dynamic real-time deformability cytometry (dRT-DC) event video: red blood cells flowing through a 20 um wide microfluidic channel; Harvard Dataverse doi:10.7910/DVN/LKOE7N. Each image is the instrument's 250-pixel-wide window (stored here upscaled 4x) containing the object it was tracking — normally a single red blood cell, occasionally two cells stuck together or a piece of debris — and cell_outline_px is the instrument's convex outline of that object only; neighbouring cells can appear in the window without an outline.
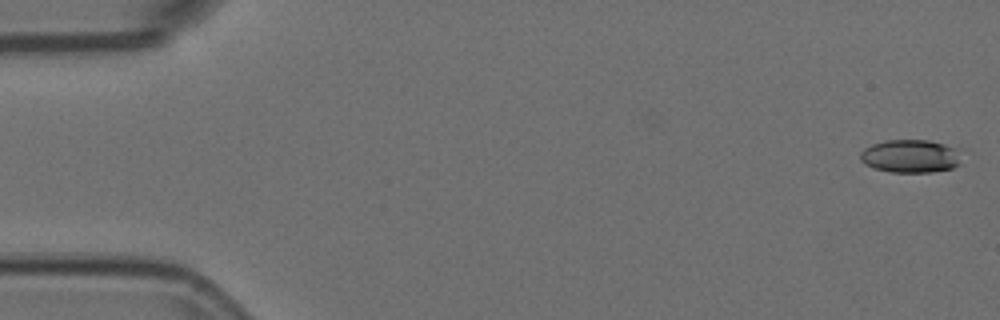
{"species": "Egyptian fruit bat (a non-hibernating species)", "species_latin": "Rousettus aegyptiacus", "temperature_condition": "room temperature", "stored_images_in_passage": 8, "camera_frame_rate_fps": 3000, "um_per_image_px": 0.085, "animal": {"sex": "female"}, "frame": {"image": 1, "passage_image": 1, "time_ms": 0.0, "image_size_px": [1000, 320], "cell_outline_px": [[972, 152], [960, 164], [952, 168], [932, 172], [888, 172], [864, 164], [860, 160], [860, 152], [864, 148], [872, 144], [884, 140], [928, 140], [968, 148]], "centroid_in_image_um": [77.62, 13.25], "position_along_channel_um": 7.4, "area_um2": 20.81}}